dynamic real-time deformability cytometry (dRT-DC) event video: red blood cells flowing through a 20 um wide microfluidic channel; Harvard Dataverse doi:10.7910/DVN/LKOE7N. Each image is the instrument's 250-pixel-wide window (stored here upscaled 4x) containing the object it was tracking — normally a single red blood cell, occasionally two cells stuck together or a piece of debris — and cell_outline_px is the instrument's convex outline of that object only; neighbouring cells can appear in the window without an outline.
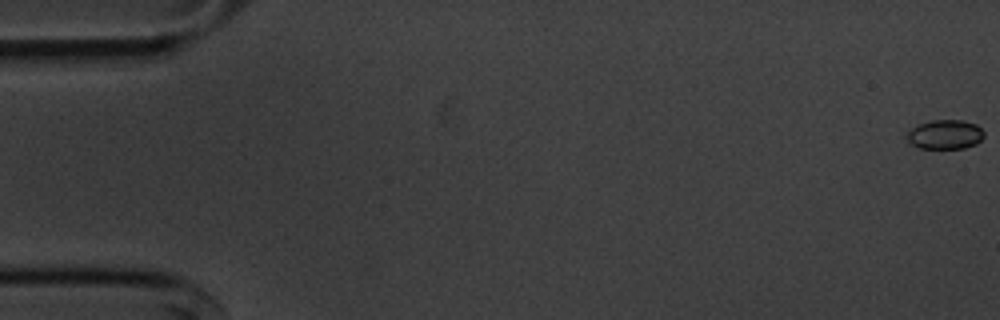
{"species": "common noctule bat (a hibernating species)", "species_latin": "Nyctalus noctula", "temperature_condition": "cold", "stored_images_in_passage": 56, "camera_frame_rate_fps": 3000, "um_per_image_px": 0.085, "animal": {"sex": "male", "body_mass_g": 20.1, "forearm_length_mm": 53.5}, "frame": {"image": 1, "passage_image": 1, "time_ms": 0.0, "image_size_px": [1000, 320], "cell_outline_px": [[984, 136], [976, 144], [964, 148], [920, 148], [912, 144], [908, 140], [908, 132], [912, 128], [920, 124], [932, 120], [964, 120], [976, 124], [984, 132]], "centroid_in_image_um": [80.37, 11.42], "position_along_channel_um": 4.6, "area_um2": 13.01}}
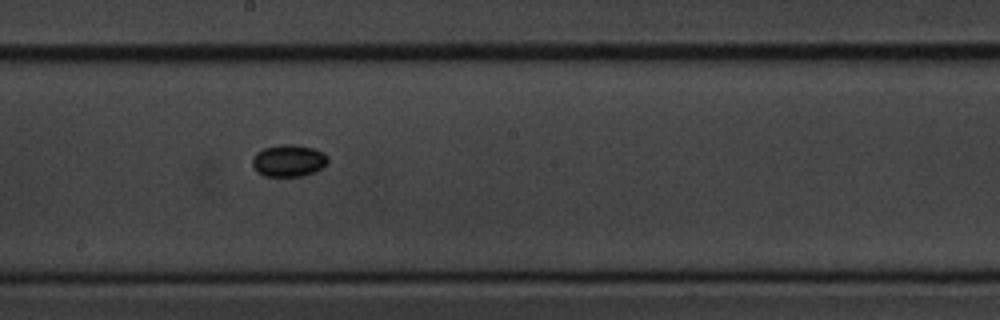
{"frame": {"image": 2, "passage_image": 31, "time_ms": 10.0, "image_size_px": [1000, 320], "cell_outline_px": [[328, 160], [316, 172], [304, 176], [264, 176], [256, 172], [252, 164], [252, 156], [256, 152], [264, 148], [280, 144], [296, 144], [312, 148], [324, 152], [328, 156]], "centroid_in_image_um": [24.51, 13.65], "position_along_channel_um": 223.7, "area_um2": 14.28}}
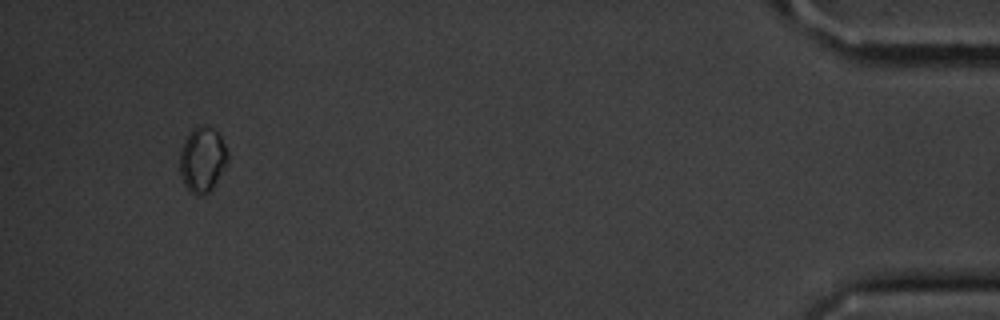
{"frame": {"image": 3, "passage_image": 53, "time_ms": 17.333, "image_size_px": [1000, 320], "cell_outline_px": [[228, 160], [212, 188], [208, 192], [196, 196], [184, 184], [180, 172], [180, 152], [192, 128], [196, 124], [208, 124], [220, 136], [228, 152]], "centroid_in_image_um": [17.2, 13.52], "position_along_channel_um": 418.0, "area_um2": 17.92}}